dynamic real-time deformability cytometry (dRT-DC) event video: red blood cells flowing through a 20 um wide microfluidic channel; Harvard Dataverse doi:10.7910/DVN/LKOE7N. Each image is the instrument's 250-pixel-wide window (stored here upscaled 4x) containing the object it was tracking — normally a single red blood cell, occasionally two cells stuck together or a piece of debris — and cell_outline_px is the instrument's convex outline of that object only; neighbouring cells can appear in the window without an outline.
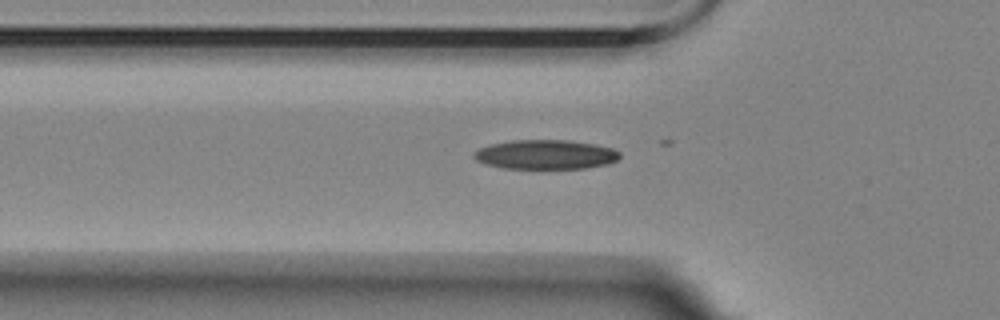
{"species": "Egyptian fruit bat (a non-hibernating species)", "species_latin": "Rousettus aegyptiacus", "temperature_condition": "room temperature", "stored_images_in_passage": 5, "camera_frame_rate_fps": 3000, "um_per_image_px": 0.085, "animal": {"sex": "female"}, "frame": {"image": 1, "passage_image": 3, "time_ms": 0.667, "image_size_px": [1000, 320], "cell_outline_px": [[620, 156], [616, 160], [608, 164], [584, 168], [504, 168], [488, 164], [476, 160], [472, 156], [480, 148], [492, 144], [512, 140], [568, 140], [592, 144], [612, 148], [620, 152]], "centroid_in_image_um": [46.39, 13.13], "position_along_channel_um": 79.4, "area_um2": 24.62}}